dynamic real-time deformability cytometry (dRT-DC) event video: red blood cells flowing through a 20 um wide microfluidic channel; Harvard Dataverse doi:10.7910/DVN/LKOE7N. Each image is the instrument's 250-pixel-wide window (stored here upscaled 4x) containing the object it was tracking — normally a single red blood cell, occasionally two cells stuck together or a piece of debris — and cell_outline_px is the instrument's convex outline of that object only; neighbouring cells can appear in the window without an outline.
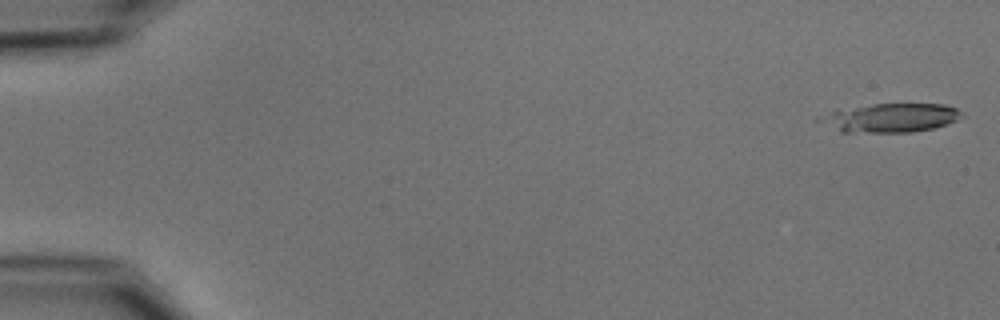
{"species": "common noctule bat (a hibernating species)", "species_latin": "Nyctalus noctula", "temperature_condition": "cold", "stored_images_in_passage": 11, "camera_frame_rate_fps": 3000, "um_per_image_px": 0.085, "animal": {"sex": "male", "body_mass_g": 15.6}, "frame": {"image": 1, "passage_image": 1, "time_ms": 0.0, "image_size_px": [1000, 320], "cell_outline_px": [[964, 116], [948, 124], [932, 128], [912, 132], [840, 132], [812, 120], [816, 116], [832, 112], [872, 104], [944, 104], [956, 108], [964, 112]], "centroid_in_image_um": [75.68, 10.02], "position_along_channel_um": 9.3, "area_um2": 23.93}}